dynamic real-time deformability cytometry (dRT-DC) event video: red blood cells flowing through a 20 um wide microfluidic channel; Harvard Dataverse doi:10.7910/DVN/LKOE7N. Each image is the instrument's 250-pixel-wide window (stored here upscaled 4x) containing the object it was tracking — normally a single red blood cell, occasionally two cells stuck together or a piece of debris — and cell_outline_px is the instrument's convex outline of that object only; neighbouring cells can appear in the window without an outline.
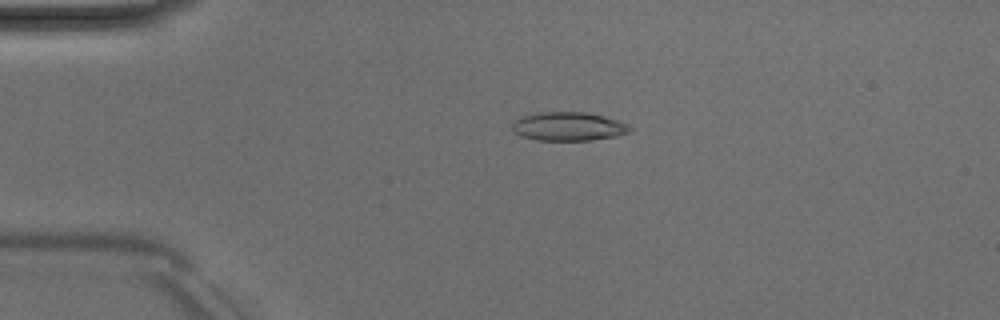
{"species": "Egyptian fruit bat (a non-hibernating species)", "species_latin": "Rousettus aegyptiacus", "temperature_condition": "room temperature", "stored_images_in_passage": 43, "camera_frame_rate_fps": 3000, "um_per_image_px": 0.085, "animal": {"sex": "male"}, "frame": {"image": 1, "passage_image": 4, "time_ms": 1.0, "image_size_px": [1000, 320], "cell_outline_px": [[632, 128], [628, 132], [616, 136], [592, 140], [536, 140], [520, 136], [512, 128], [512, 124], [516, 120], [524, 116], [540, 112], [588, 112], [620, 120], [628, 124]], "centroid_in_image_um": [48.35, 10.74], "position_along_channel_um": 36.6, "area_um2": 19.65}}
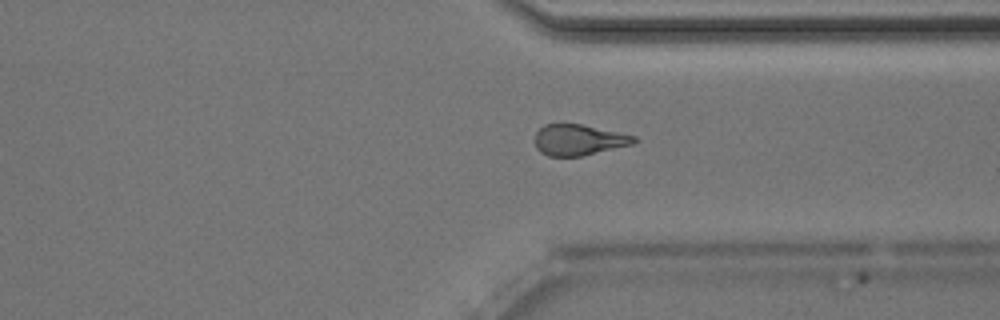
{"frame": {"image": 2, "passage_image": 31, "time_ms": 10.0, "image_size_px": [1000, 320], "cell_outline_px": [[636, 140], [632, 144], [580, 156], [548, 156], [540, 152], [536, 148], [536, 132], [544, 124], [580, 124], [636, 136]], "centroid_in_image_um": [49.15, 11.89], "position_along_channel_um": 362.2, "area_um2": 17.51}}
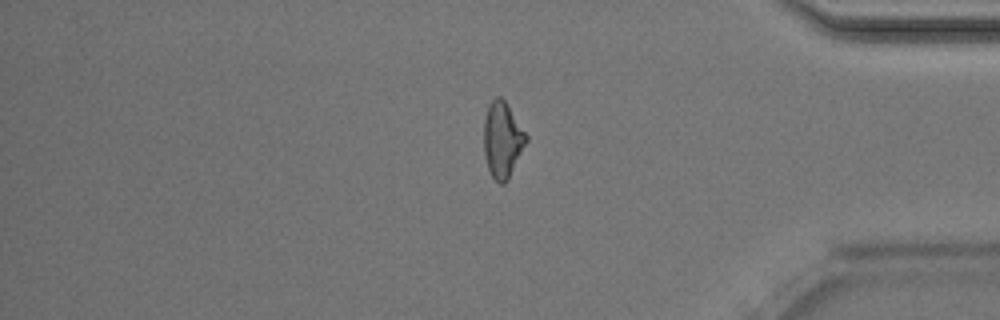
{"frame": {"image": 3, "passage_image": 35, "time_ms": 11.333, "image_size_px": [1000, 320], "cell_outline_px": [[528, 140], [508, 180], [504, 184], [500, 184], [492, 176], [488, 168], [484, 152], [484, 120], [488, 104], [496, 96], [500, 96], [508, 104], [528, 136]], "centroid_in_image_um": [42.71, 11.86], "position_along_channel_um": 392.5, "area_um2": 18.79}, "authors_computed_cell_mechanics": {"area_um2": 19.074, "velocity_mm_per_s": 4.023, "shape_relaxation_time_tau1_ms": 5.7256, "shape_relaxation_time_tau2_ms": 2.498, "deformation_change_tau1": 0.1627, "deformation_change_tau2": 0.1111}}